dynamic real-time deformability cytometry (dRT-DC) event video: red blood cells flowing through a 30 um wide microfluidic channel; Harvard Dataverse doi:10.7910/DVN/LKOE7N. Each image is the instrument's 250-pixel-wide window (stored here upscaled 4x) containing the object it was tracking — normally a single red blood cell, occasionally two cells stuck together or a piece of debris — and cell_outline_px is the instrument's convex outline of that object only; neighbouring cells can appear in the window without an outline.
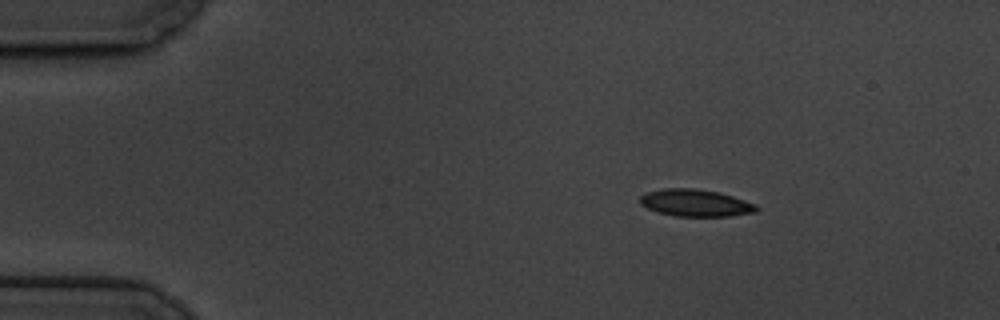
{"species": "common noctule bat (a hibernating species)", "species_latin": "Nyctalus noctula", "temperature_condition": "cold", "stored_images_in_passage": 10, "camera_frame_rate_fps": 3000, "um_per_image_px": 0.085, "animal": {"sex": "male", "body_mass_g": 19.5, "forearm_length_mm": 54.6}, "frame": {"image": 1, "passage_image": 1, "time_ms": 0.0, "image_size_px": [1000, 320], "cell_outline_px": [[760, 208], [756, 212], [732, 216], [672, 216], [656, 212], [640, 204], [640, 196], [644, 192], [664, 188], [692, 188], [716, 192], [732, 196], [756, 204]], "centroid_in_image_um": [59.09, 17.25], "position_along_channel_um": 25.9, "area_um2": 18.5}}
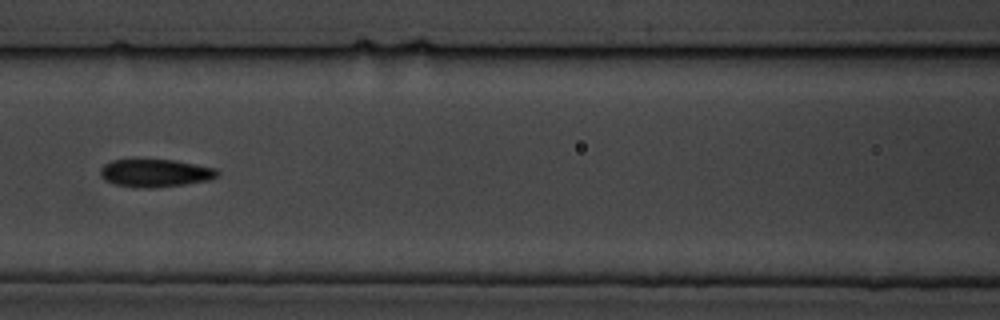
{"frame": {"image": 2, "passage_image": 6, "time_ms": 5.667, "image_size_px": [1000, 320], "cell_outline_px": [[220, 176], [212, 180], [184, 184], [152, 188], [144, 188], [116, 184], [104, 180], [100, 176], [100, 168], [104, 164], [112, 160], [176, 160], [216, 168], [220, 172]], "centroid_in_image_um": [13.25, 14.71], "position_along_channel_um": 153.4, "area_um2": 19.07}}
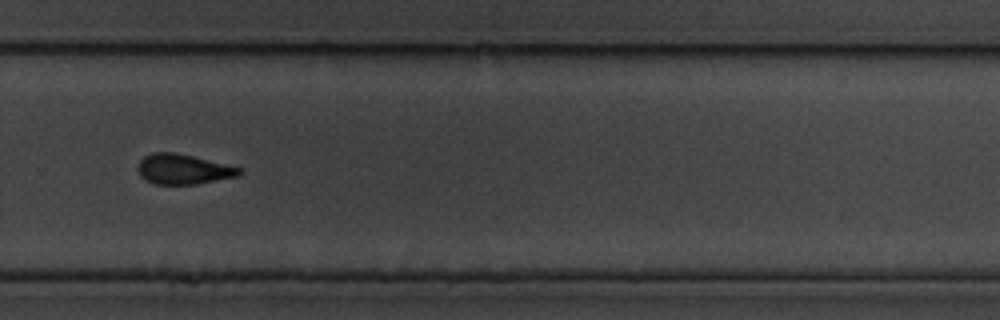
{"frame": {"image": 3, "passage_image": 10, "time_ms": 10.333, "image_size_px": [1000, 320], "cell_outline_px": [[244, 172], [240, 176], [196, 184], [152, 184], [144, 180], [140, 176], [136, 168], [140, 160], [144, 156], [152, 152], [176, 152], [244, 168]], "centroid_in_image_um": [15.59, 14.38], "position_along_channel_um": 314.2, "area_um2": 18.21}}